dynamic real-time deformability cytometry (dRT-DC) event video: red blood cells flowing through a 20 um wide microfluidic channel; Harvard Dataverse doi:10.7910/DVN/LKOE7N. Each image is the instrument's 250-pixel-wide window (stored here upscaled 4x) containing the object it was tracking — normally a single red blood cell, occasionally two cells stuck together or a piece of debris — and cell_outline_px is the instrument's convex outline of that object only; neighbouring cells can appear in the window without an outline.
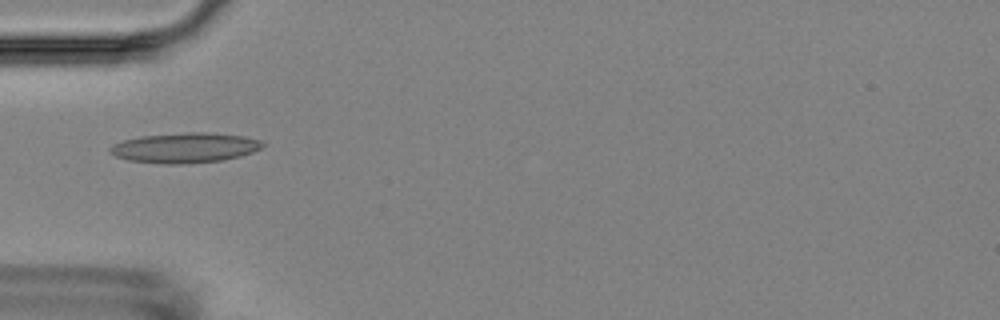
{"species": "Egyptian fruit bat (a non-hibernating species)", "species_latin": "Rousettus aegyptiacus", "temperature_condition": "room temperature", "stored_images_in_passage": 9, "camera_frame_rate_fps": 3000, "um_per_image_px": 0.085, "animal": {"sex": "female"}, "frame": {"image": 1, "passage_image": 4, "time_ms": 3.333, "image_size_px": [1000, 320], "cell_outline_px": [[264, 144], [260, 148], [252, 152], [240, 156], [224, 160], [180, 164], [164, 164], [128, 160], [116, 156], [108, 148], [112, 144], [124, 140], [140, 136], [188, 132], [204, 132], [244, 136], [260, 140]], "centroid_in_image_um": [15.71, 12.56], "position_along_channel_um": 69.3, "area_um2": 26.59}}
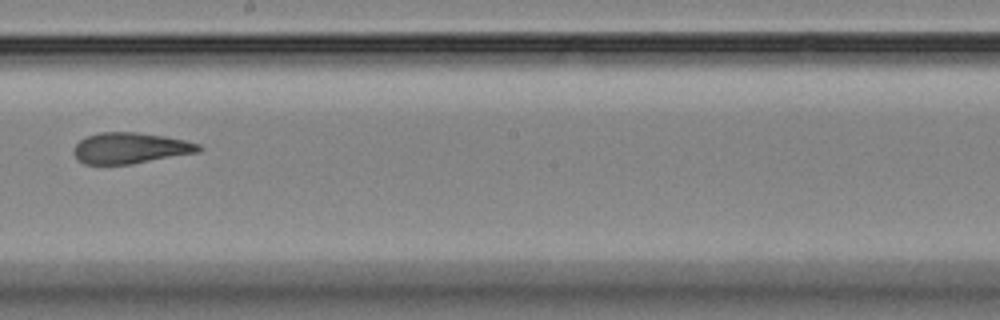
{"frame": {"image": 2, "passage_image": 8, "time_ms": 8.0, "image_size_px": [1000, 320], "cell_outline_px": [[204, 148], [200, 152], [132, 164], [84, 164], [76, 160], [72, 152], [72, 148], [80, 140], [88, 136], [100, 132], [136, 132], [164, 136], [184, 140], [200, 144]], "centroid_in_image_um": [11.07, 12.59], "position_along_channel_um": 237.1, "area_um2": 22.77}}
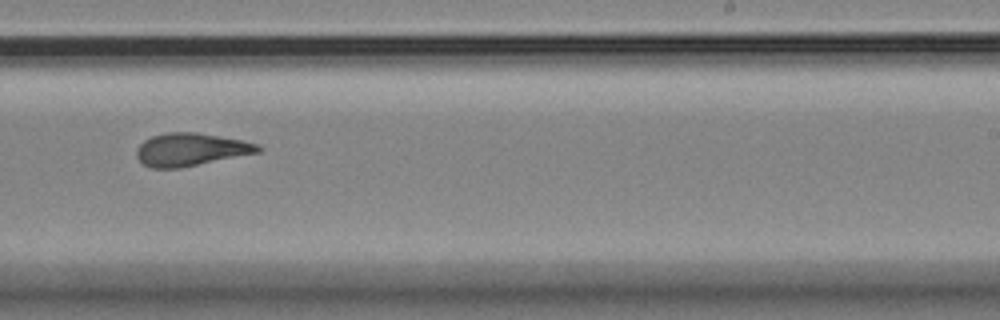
{"frame": {"image": 3, "passage_image": 9, "time_ms": 9.0, "image_size_px": [1000, 320], "cell_outline_px": [[260, 152], [180, 168], [152, 168], [144, 164], [136, 156], [136, 148], [144, 140], [152, 136], [164, 132], [196, 132], [240, 140], [256, 144], [260, 148]], "centroid_in_image_um": [16.16, 12.71], "position_along_channel_um": 272.8, "area_um2": 23.0}}